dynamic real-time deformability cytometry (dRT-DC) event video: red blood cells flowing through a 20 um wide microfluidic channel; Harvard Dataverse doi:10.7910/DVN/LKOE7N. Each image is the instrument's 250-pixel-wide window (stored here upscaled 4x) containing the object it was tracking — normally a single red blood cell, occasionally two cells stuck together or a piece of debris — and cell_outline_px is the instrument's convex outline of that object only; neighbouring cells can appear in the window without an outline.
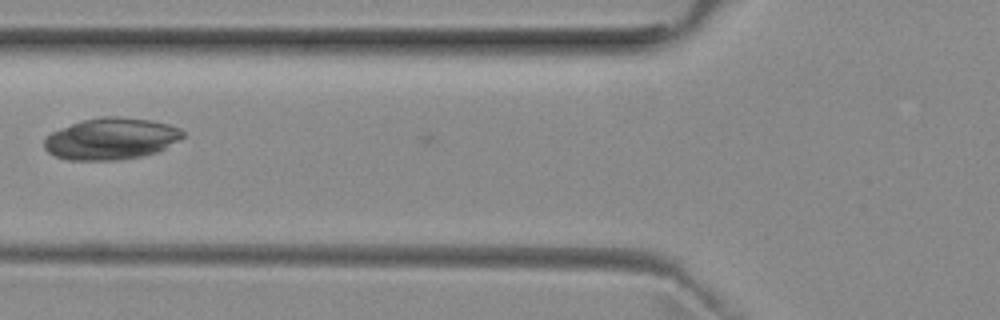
{"species": "common noctule bat (a hibernating species)", "species_latin": "Nyctalus noctula", "temperature_condition": "room temperature", "stored_images_in_passage": 11, "camera_frame_rate_fps": 3000, "um_per_image_px": 0.085, "animal": {"sex": "female", "body_mass_g": 29.2, "forearm_length_mm": 56.3}, "frame": {"image": 1, "passage_image": 5, "time_ms": 1.333, "image_size_px": [1000, 320], "cell_outline_px": [[184, 136], [164, 148], [156, 152], [140, 156], [116, 160], [68, 160], [56, 156], [48, 152], [44, 148], [44, 140], [52, 132], [72, 124], [84, 120], [100, 116], [120, 116], [152, 120], [168, 124], [180, 128], [184, 132]], "centroid_in_image_um": [9.44, 11.78], "position_along_channel_um": 116.4, "area_um2": 33.41}}
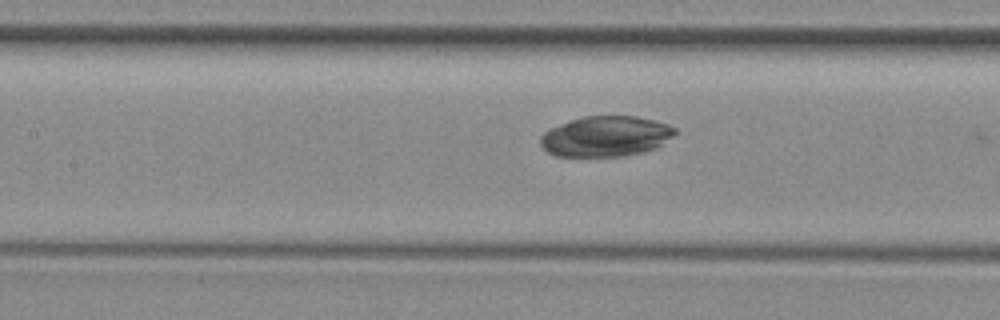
{"frame": {"image": 2, "passage_image": 8, "time_ms": 2.333, "image_size_px": [1000, 320], "cell_outline_px": [[676, 132], [672, 136], [656, 148], [644, 152], [624, 156], [556, 156], [548, 152], [540, 144], [540, 136], [544, 132], [552, 128], [572, 120], [584, 116], [636, 116], [668, 124], [676, 128]], "centroid_in_image_um": [51.5, 11.59], "position_along_channel_um": 155.9, "area_um2": 31.5}}